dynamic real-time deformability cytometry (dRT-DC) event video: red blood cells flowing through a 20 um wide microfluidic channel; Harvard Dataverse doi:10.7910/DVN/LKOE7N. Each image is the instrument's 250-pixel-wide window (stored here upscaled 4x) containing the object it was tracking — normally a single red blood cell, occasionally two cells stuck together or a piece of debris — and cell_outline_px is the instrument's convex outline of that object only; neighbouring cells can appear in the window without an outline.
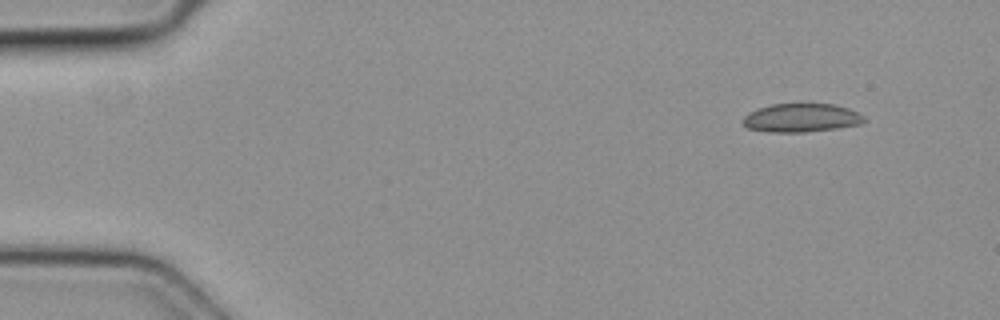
{"species": "common noctule bat (a hibernating species)", "species_latin": "Nyctalus noctula", "temperature_condition": "cold", "stored_images_in_passage": 6, "camera_frame_rate_fps": 3000, "um_per_image_px": 0.085, "animal": {"sex": "female", "body_mass_g": 19.3, "forearm_length_mm": 54.1}, "frame": {"image": 1, "passage_image": 1, "time_ms": 0.0, "image_size_px": [1000, 320], "cell_outline_px": [[868, 120], [864, 124], [836, 128], [804, 132], [768, 132], [748, 128], [744, 124], [744, 116], [748, 112], [772, 104], [836, 104], [848, 108], [864, 116]], "centroid_in_image_um": [68.16, 10.02], "position_along_channel_um": 16.8, "area_um2": 20.17}}
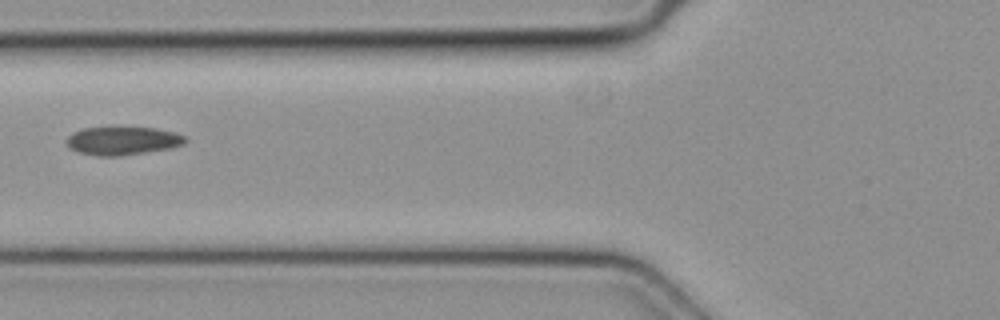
{"frame": {"image": 2, "passage_image": 5, "time_ms": 1.333, "image_size_px": [1000, 320], "cell_outline_px": [[188, 140], [184, 144], [172, 148], [120, 156], [96, 156], [80, 152], [72, 148], [68, 144], [68, 136], [84, 128], [156, 128], [176, 132], [184, 136]], "centroid_in_image_um": [10.51, 11.97], "position_along_channel_um": 115.3, "area_um2": 19.25}}
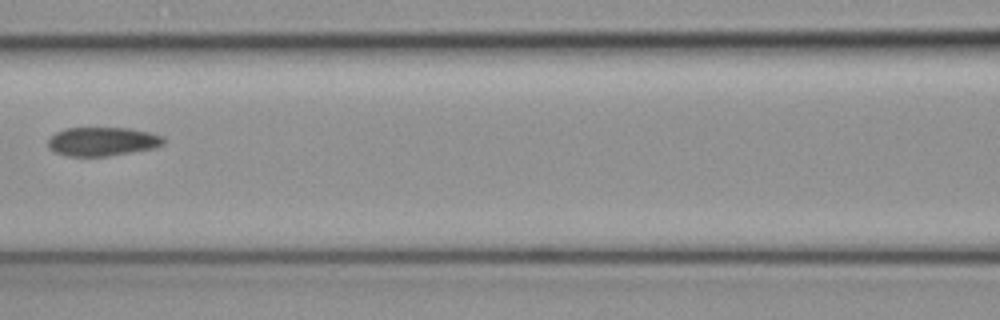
{"frame": {"image": 3, "passage_image": 6, "time_ms": 1.667, "image_size_px": [1000, 320], "cell_outline_px": [[164, 144], [156, 148], [108, 156], [68, 156], [56, 152], [48, 148], [48, 140], [56, 132], [68, 128], [128, 128], [148, 132], [164, 136]], "centroid_in_image_um": [8.73, 12.03], "position_along_channel_um": 157.9, "area_um2": 19.36}}